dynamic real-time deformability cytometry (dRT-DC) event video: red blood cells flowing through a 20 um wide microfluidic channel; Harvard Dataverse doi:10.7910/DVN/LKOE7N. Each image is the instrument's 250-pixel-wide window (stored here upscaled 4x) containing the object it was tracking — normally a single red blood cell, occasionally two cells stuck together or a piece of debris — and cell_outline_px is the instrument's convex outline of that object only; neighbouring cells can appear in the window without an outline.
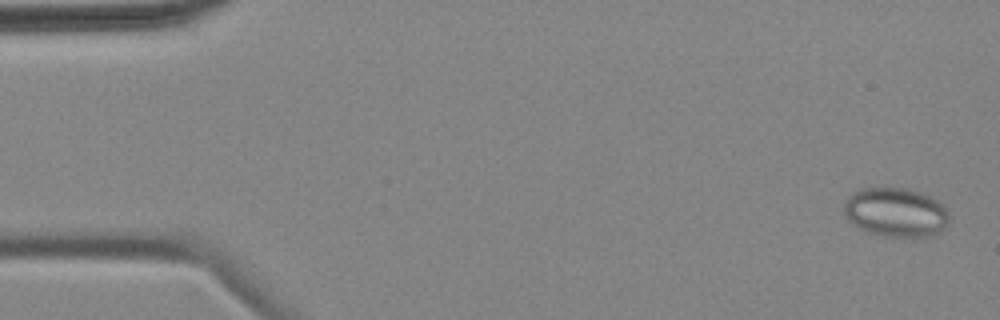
{"species": "common noctule bat (a hibernating species)", "species_latin": "Nyctalus noctula", "temperature_condition": "cold", "stored_images_in_passage": 5, "camera_frame_rate_fps": 3000, "um_per_image_px": 0.085, "animal": {"sex": "female", "body_mass_g": 18.4}, "frame": {"image": 1, "passage_image": 1, "time_ms": 0.0, "image_size_px": [1000, 320], "cell_outline_px": [[948, 224], [940, 232], [932, 236], [912, 240], [884, 236], [868, 232], [860, 228], [848, 220], [844, 212], [844, 200], [852, 192], [860, 188], [908, 188], [932, 196], [944, 204], [948, 212]], "centroid_in_image_um": [76.18, 18.07], "position_along_channel_um": 8.8, "area_um2": 31.1}}